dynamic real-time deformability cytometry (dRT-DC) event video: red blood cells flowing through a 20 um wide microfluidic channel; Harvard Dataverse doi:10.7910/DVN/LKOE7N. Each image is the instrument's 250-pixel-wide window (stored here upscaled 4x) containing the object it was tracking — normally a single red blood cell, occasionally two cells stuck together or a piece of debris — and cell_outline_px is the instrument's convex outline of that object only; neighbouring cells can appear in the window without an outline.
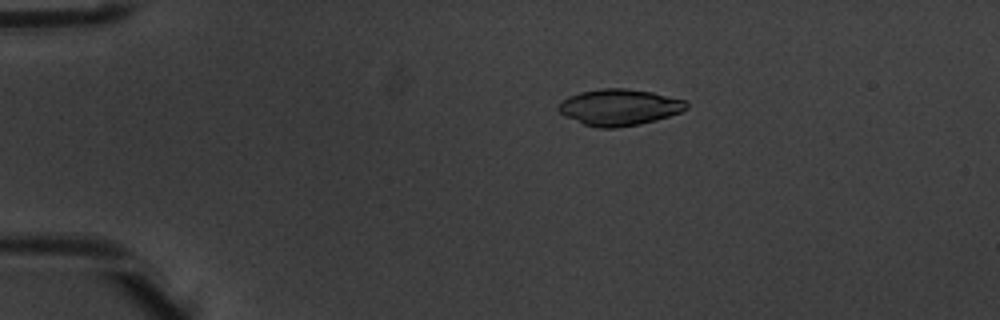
{"species": "common noctule bat (a hibernating species)", "species_latin": "Nyctalus noctula", "temperature_condition": "warm", "stored_images_in_passage": 3, "camera_frame_rate_fps": 3000, "um_per_image_px": 0.085, "animal": {"sex": "male", "body_mass_g": 20.1, "forearm_length_mm": 53.5}, "frame": {"image": 1, "passage_image": 1, "time_ms": 0.0, "image_size_px": [1000, 320], "cell_outline_px": [[688, 108], [680, 112], [656, 120], [640, 124], [616, 128], [596, 128], [584, 124], [564, 116], [556, 108], [568, 96], [580, 92], [600, 88], [624, 88], [652, 92], [688, 100]], "centroid_in_image_um": [52.65, 9.11], "position_along_channel_um": 32.3, "area_um2": 27.22}}
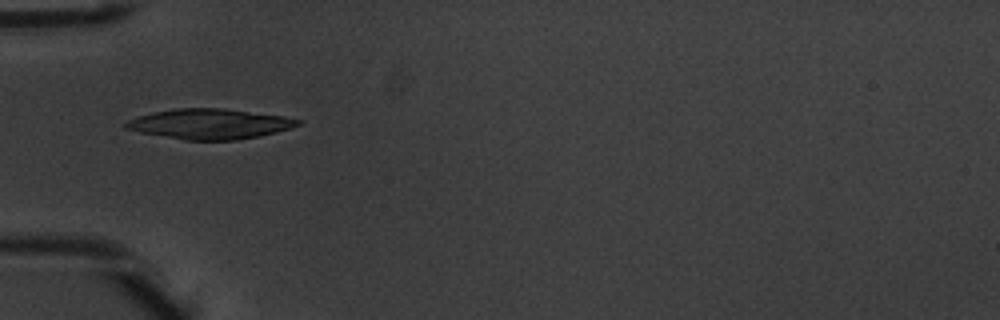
{"frame": {"image": 2, "passage_image": 3, "time_ms": 0.667, "image_size_px": [1000, 320], "cell_outline_px": [[304, 120], [300, 124], [292, 128], [260, 136], [236, 140], [184, 140], [140, 132], [124, 128], [124, 124], [128, 120], [136, 116], [152, 112], [176, 108], [224, 108], [284, 116]], "centroid_in_image_um": [17.84, 10.53], "position_along_channel_um": 67.2, "area_um2": 30.46}}